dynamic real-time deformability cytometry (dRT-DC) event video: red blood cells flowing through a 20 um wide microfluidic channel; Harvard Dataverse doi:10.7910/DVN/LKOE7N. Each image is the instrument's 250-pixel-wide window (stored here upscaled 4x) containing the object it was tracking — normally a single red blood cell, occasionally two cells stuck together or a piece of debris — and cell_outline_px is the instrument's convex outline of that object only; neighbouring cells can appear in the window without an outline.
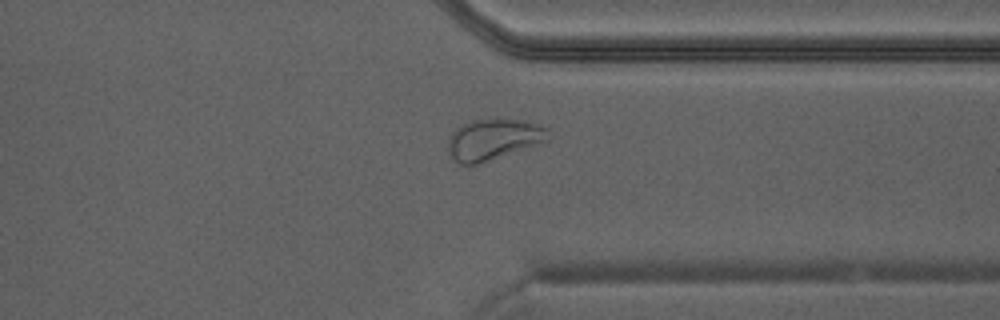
{"species": "Egyptian fruit bat (a non-hibernating species)", "species_latin": "Rousettus aegyptiacus", "temperature_condition": "warm", "stored_images_in_passage": 33, "camera_frame_rate_fps": 3000, "um_per_image_px": 0.085, "animal": {"sex": "male"}, "frame": {"image": 1, "passage_image": 24, "time_ms": 7.667, "image_size_px": [1000, 320], "cell_outline_px": [[548, 140], [476, 164], [460, 164], [452, 156], [448, 148], [448, 140], [452, 132], [456, 128], [472, 120], [488, 116], [516, 120], [540, 124], [548, 128]], "centroid_in_image_um": [41.92, 11.79], "position_along_channel_um": 369.5, "area_um2": 23.7}}